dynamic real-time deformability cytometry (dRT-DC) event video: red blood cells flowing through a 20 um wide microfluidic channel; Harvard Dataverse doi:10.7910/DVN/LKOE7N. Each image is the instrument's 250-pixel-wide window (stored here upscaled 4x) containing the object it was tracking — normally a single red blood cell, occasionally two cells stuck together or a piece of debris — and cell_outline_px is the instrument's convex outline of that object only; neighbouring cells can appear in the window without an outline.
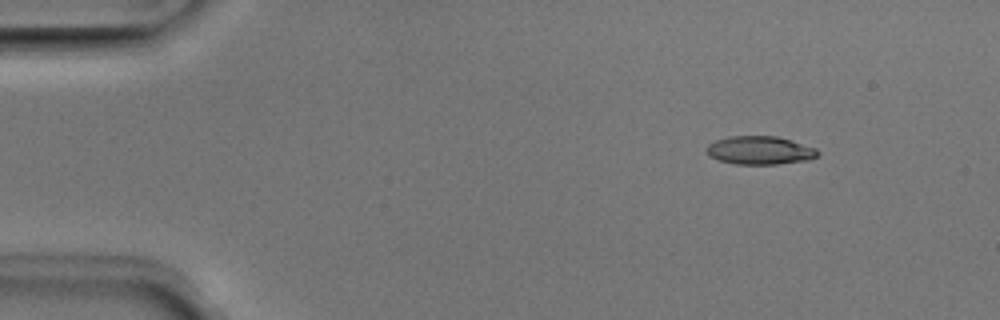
{"species": "Egyptian fruit bat (a non-hibernating species)", "species_latin": "Rousettus aegyptiacus", "temperature_condition": "room temperature", "stored_images_in_passage": 45, "camera_frame_rate_fps": 3000, "um_per_image_px": 0.085, "animal": {"sex": "male"}, "frame": {"image": 1, "passage_image": 1, "time_ms": 0.0, "image_size_px": [1000, 320], "cell_outline_px": [[820, 156], [812, 160], [776, 164], [736, 164], [720, 160], [708, 156], [704, 152], [704, 148], [708, 144], [716, 140], [728, 136], [776, 136], [792, 140], [816, 148], [820, 152]], "centroid_in_image_um": [64.6, 12.78], "position_along_channel_um": 20.4, "area_um2": 18.73}}
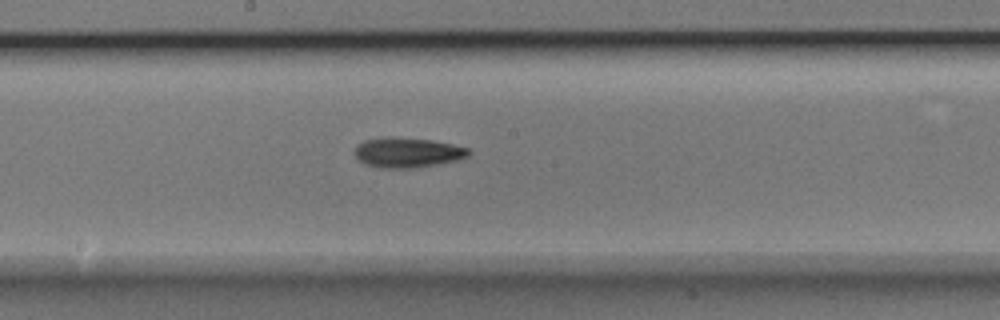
{"frame": {"image": 2, "passage_image": 22, "time_ms": 7.0, "image_size_px": [1000, 320], "cell_outline_px": [[472, 152], [468, 156], [456, 160], [416, 168], [380, 168], [364, 164], [356, 160], [352, 152], [356, 144], [364, 140], [392, 136], [432, 140], [452, 144], [468, 148]], "centroid_in_image_um": [34.56, 12.96], "position_along_channel_um": 213.6, "area_um2": 20.29}}
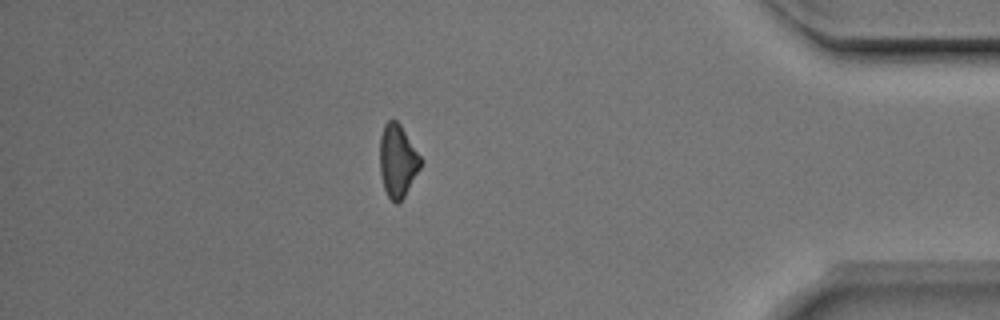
{"frame": {"image": 3, "passage_image": 39, "time_ms": 12.667, "image_size_px": [1000, 320], "cell_outline_px": [[424, 160], [420, 168], [404, 196], [396, 204], [388, 196], [384, 188], [380, 172], [380, 136], [384, 124], [388, 120], [396, 120], [400, 124]], "centroid_in_image_um": [33.81, 13.64], "position_along_channel_um": 401.4, "area_um2": 17.28}}